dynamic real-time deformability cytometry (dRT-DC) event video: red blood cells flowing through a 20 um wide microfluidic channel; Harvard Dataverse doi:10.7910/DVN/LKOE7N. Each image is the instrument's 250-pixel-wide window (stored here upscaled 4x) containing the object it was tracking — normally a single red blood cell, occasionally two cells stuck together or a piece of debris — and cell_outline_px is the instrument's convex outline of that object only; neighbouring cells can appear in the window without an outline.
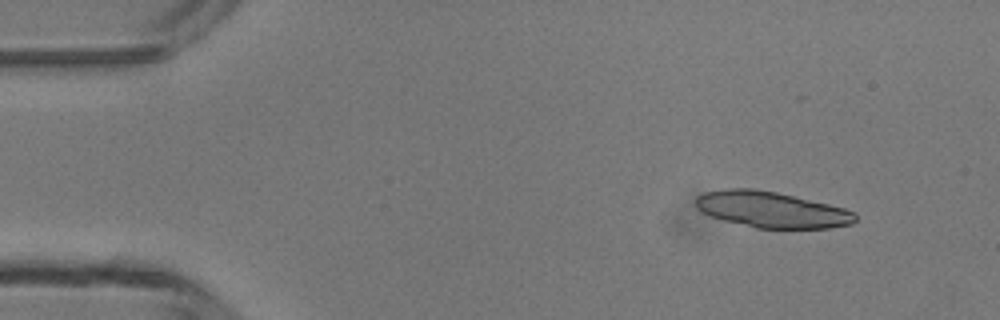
{"species": "common noctule bat (a hibernating species)", "species_latin": "Nyctalus noctula", "temperature_condition": "room temperature", "stored_images_in_passage": 3, "camera_frame_rate_fps": 3000, "um_per_image_px": 0.085, "animal": {"sex": "male", "body_mass_g": 13.3}, "frame": {"image": 1, "passage_image": 1, "time_ms": 0.0, "image_size_px": [1000, 320], "cell_outline_px": [[856, 220], [852, 224], [828, 228], [756, 228], [724, 220], [700, 212], [696, 208], [696, 196], [704, 192], [724, 188], [752, 188], [776, 192], [828, 204], [844, 208], [856, 212]], "centroid_in_image_um": [65.56, 17.81], "position_along_channel_um": 19.4, "area_um2": 33.47}}